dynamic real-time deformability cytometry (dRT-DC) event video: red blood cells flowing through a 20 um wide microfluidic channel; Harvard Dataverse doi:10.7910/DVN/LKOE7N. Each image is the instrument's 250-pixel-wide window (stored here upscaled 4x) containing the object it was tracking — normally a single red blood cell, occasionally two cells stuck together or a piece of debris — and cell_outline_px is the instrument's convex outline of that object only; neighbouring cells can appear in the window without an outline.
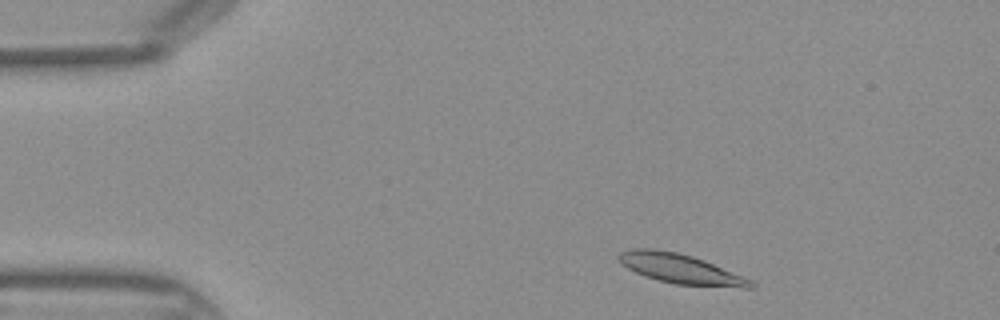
{"species": "Egyptian fruit bat (a non-hibernating species)", "species_latin": "Rousettus aegyptiacus", "temperature_condition": "warm", "stored_images_in_passage": 41, "camera_frame_rate_fps": 3000, "um_per_image_px": 0.085, "frame": {"image": 1, "passage_image": 3, "time_ms": 0.667, "image_size_px": [1000, 320], "cell_outline_px": [[756, 288], [744, 288], [676, 284], [656, 280], [644, 276], [628, 268], [616, 256], [620, 252], [632, 248], [652, 248], [676, 252], [692, 256], [704, 260], [744, 276], [752, 280], [756, 284]], "centroid_in_image_um": [57.89, 22.86], "position_along_channel_um": 27.1, "area_um2": 22.89}}
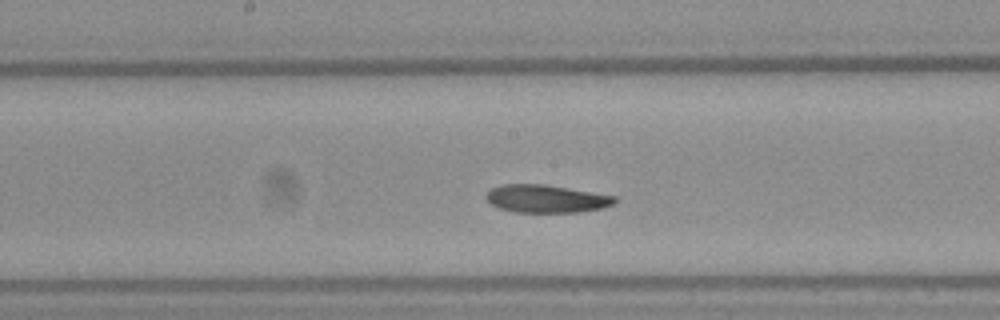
{"frame": {"image": 2, "passage_image": 19, "time_ms": 6.0, "image_size_px": [1000, 320], "cell_outline_px": [[620, 200], [604, 208], [576, 212], [512, 212], [500, 208], [492, 204], [484, 196], [492, 188], [500, 184], [544, 184], [616, 196]], "centroid_in_image_um": [46.45, 16.89], "position_along_channel_um": 201.8, "area_um2": 20.87}}
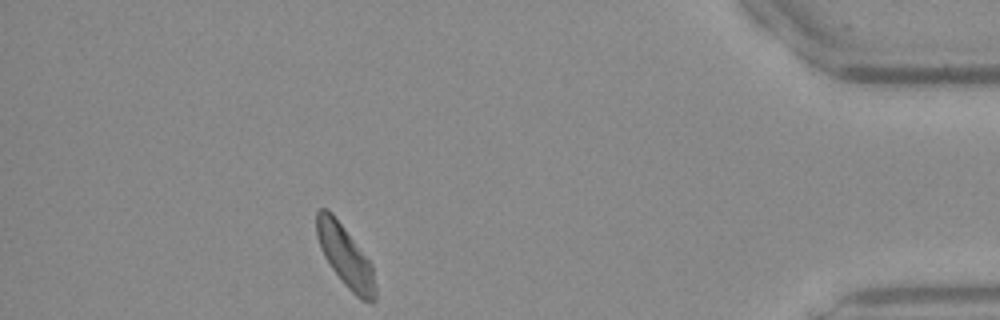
{"frame": {"image": 3, "passage_image": 36, "time_ms": 11.667, "image_size_px": [1000, 320], "cell_outline_px": [[376, 300], [372, 304], [360, 300], [344, 284], [332, 268], [324, 256], [320, 248], [316, 236], [316, 212], [320, 208], [328, 208], [332, 212], [372, 264], [376, 284]], "centroid_in_image_um": [29.36, 21.8], "position_along_channel_um": 405.8, "area_um2": 21.15}}